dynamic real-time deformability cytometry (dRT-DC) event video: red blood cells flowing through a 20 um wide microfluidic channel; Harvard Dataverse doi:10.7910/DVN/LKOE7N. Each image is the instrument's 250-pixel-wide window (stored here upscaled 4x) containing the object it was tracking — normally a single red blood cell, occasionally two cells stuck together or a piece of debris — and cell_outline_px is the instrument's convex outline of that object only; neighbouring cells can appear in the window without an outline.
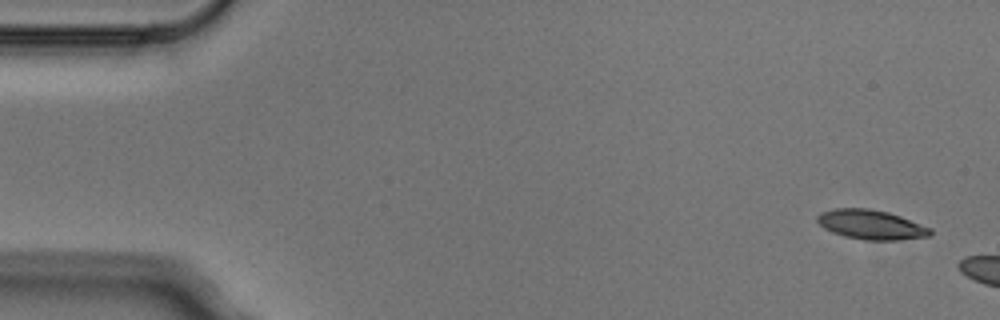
{"species": "Egyptian fruit bat (a non-hibernating species)", "species_latin": "Rousettus aegyptiacus", "temperature_condition": "cold", "stored_images_in_passage": 2, "camera_frame_rate_fps": 3000, "um_per_image_px": 0.085, "animal": {"sex": "male"}, "frame": {"image": 1, "passage_image": 1, "time_ms": 0.0, "image_size_px": [1000, 320], "cell_outline_px": [[932, 232], [928, 236], [896, 240], [864, 240], [844, 236], [832, 232], [824, 228], [816, 220], [816, 216], [820, 212], [836, 208], [872, 208], [888, 212], [900, 216], [932, 228]], "centroid_in_image_um": [74.02, 19.08], "position_along_channel_um": 11.0, "area_um2": 19.48}}